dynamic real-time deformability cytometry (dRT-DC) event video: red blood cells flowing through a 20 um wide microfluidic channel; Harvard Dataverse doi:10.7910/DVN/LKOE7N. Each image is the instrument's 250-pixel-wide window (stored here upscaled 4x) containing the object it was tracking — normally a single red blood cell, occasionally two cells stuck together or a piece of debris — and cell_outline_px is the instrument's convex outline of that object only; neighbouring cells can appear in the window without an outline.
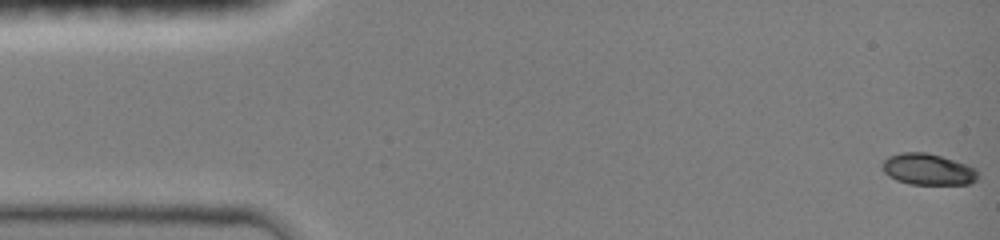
{"species": "common noctule bat (a hibernating species)", "species_latin": "Nyctalus noctula", "temperature_condition": "room temperature", "stored_images_in_passage": 75, "camera_frame_rate_fps": 3000, "um_per_image_px": 0.085, "animal": {"sex": "female", "body_mass_g": 19.0, "forearm_length_mm": 51.5}, "frame": {"image": 1, "passage_image": 1, "time_ms": 0.0, "image_size_px": [1000, 240], "cell_outline_px": [[980, 176], [976, 180], [968, 184], [908, 184], [896, 180], [888, 176], [884, 172], [880, 164], [888, 156], [900, 152], [924, 152], [940, 156], [976, 168]], "centroid_in_image_um": [78.84, 14.4], "position_along_channel_um": 6.2, "area_um2": 17.51}}
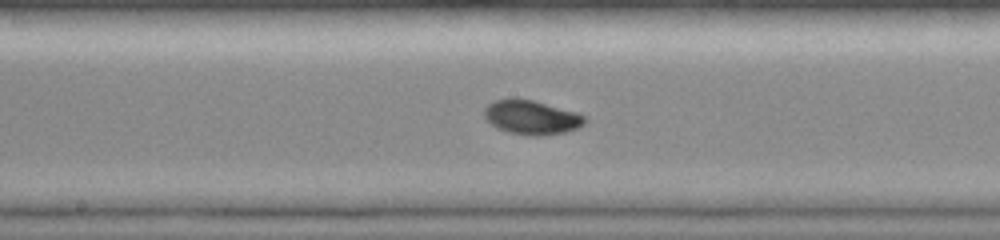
{"frame": {"image": 2, "passage_image": 38, "time_ms": 8.0, "image_size_px": [1000, 240], "cell_outline_px": [[588, 120], [584, 124], [576, 128], [564, 132], [544, 136], [528, 136], [508, 132], [496, 128], [484, 116], [484, 108], [488, 104], [496, 100], [532, 100], [580, 112]], "centroid_in_image_um": [45.23, 10.0], "position_along_channel_um": 203.0, "area_um2": 19.94}}
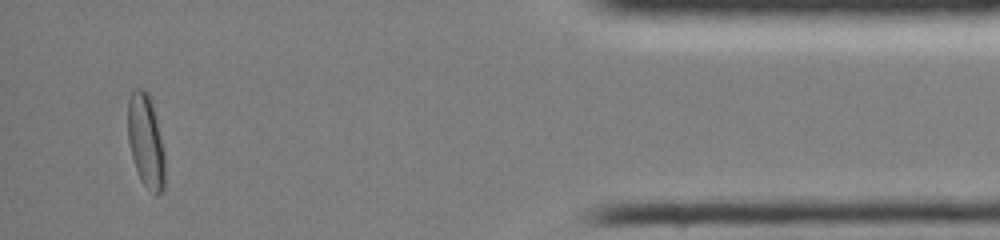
{"frame": {"image": 3, "passage_image": 70, "time_ms": 14.667, "image_size_px": [1000, 240], "cell_outline_px": [[164, 188], [156, 196], [140, 180], [132, 156], [128, 140], [128, 100], [132, 88], [144, 88], [148, 92], [152, 104], [164, 152]], "centroid_in_image_um": [12.38, 11.96], "position_along_channel_um": 422.8, "area_um2": 19.94}, "authors_computed_cell_mechanics": {"area_um2": 18.9584, "velocity_mm_per_s": 4.0647, "shape_relaxation_time_tau1_ms": 3.7716, "shape_relaxation_time_tau2_ms": 2.2711, "deformation_change_tau1": 0.1602, "deformation_change_tau2": 0.0398}}